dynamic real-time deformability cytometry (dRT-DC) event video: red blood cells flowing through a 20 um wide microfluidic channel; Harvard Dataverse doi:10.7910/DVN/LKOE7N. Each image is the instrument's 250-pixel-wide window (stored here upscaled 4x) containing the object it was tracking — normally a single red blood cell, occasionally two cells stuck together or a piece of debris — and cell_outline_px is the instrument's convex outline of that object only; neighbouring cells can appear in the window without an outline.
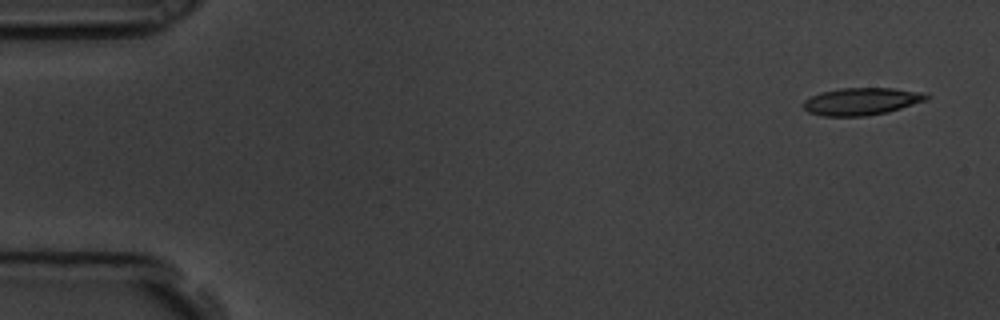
{"species": "common noctule bat (a hibernating species)", "species_latin": "Nyctalus noctula", "temperature_condition": "room temperature", "stored_images_in_passage": 5, "camera_frame_rate_fps": 3000, "um_per_image_px": 0.085, "animal": {"sex": "male", "body_mass_g": 19.5, "forearm_length_mm": 54.6}, "frame": {"image": 1, "passage_image": 1, "time_ms": 0.0, "image_size_px": [1000, 320], "cell_outline_px": [[928, 100], [888, 112], [864, 116], [824, 116], [808, 112], [804, 108], [804, 100], [820, 92], [840, 88], [892, 88], [920, 92], [928, 96]], "centroid_in_image_um": [73.21, 8.62], "position_along_channel_um": 11.8, "area_um2": 19.48}}